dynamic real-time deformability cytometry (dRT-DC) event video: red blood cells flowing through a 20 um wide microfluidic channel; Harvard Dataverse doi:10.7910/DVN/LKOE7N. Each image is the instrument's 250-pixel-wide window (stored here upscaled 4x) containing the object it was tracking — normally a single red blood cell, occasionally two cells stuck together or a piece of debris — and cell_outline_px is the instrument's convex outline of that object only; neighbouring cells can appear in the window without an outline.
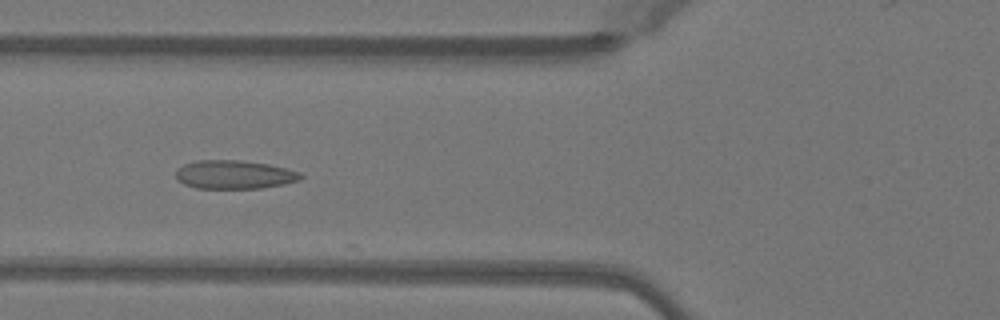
{"species": "Egyptian fruit bat (a non-hibernating species)", "species_latin": "Rousettus aegyptiacus", "temperature_condition": "warm", "stored_images_in_passage": 49, "camera_frame_rate_fps": 3000, "um_per_image_px": 0.085, "animal": {"sex": "female"}, "frame": {"image": 1, "passage_image": 18, "time_ms": 5.667, "image_size_px": [1000, 320], "cell_outline_px": [[304, 176], [300, 180], [284, 184], [260, 188], [196, 188], [184, 184], [176, 180], [176, 168], [184, 164], [196, 160], [240, 160], [268, 164], [300, 172]], "centroid_in_image_um": [19.89, 14.84], "position_along_channel_um": 105.9, "area_um2": 20.87}}
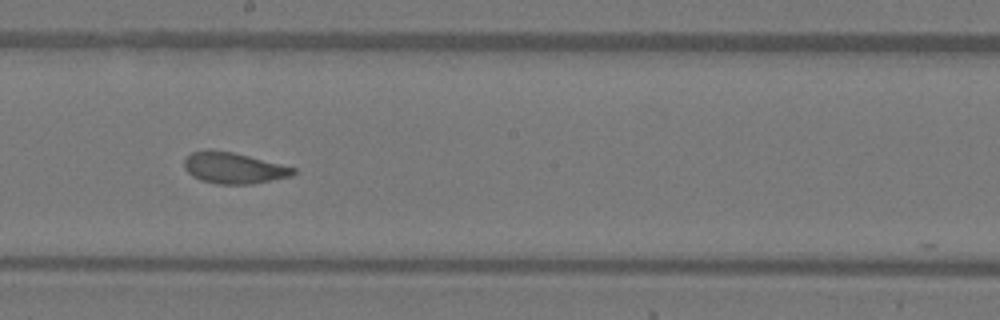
{"frame": {"image": 2, "passage_image": 27, "time_ms": 8.667, "image_size_px": [1000, 320], "cell_outline_px": [[296, 172], [292, 176], [252, 184], [216, 184], [200, 180], [192, 176], [184, 168], [184, 160], [192, 152], [208, 148], [232, 152], [296, 168]], "centroid_in_image_um": [19.83, 14.28], "position_along_channel_um": 228.4, "area_um2": 19.83}}
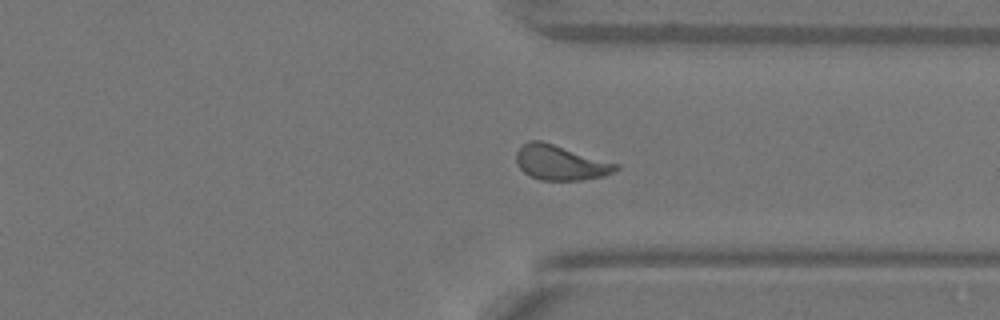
{"frame": {"image": 3, "passage_image": 37, "time_ms": 12.0, "image_size_px": [1000, 320], "cell_outline_px": [[620, 168], [616, 172], [604, 176], [584, 180], [540, 180], [524, 172], [520, 168], [516, 160], [516, 152], [528, 140], [540, 140], [620, 164]], "centroid_in_image_um": [47.69, 13.83], "position_along_channel_um": 363.7, "area_um2": 20.29}, "authors_computed_cell_mechanics": {"area_um2": 20.2878, "velocity_mm_per_s": 4.0627, "shape_relaxation_time_tau1_ms": 6.3569, "shape_relaxation_time_tau2_ms": 1.1896, "deformation_change_tau1": 0.1679, "deformation_change_tau2": 0.0704}}